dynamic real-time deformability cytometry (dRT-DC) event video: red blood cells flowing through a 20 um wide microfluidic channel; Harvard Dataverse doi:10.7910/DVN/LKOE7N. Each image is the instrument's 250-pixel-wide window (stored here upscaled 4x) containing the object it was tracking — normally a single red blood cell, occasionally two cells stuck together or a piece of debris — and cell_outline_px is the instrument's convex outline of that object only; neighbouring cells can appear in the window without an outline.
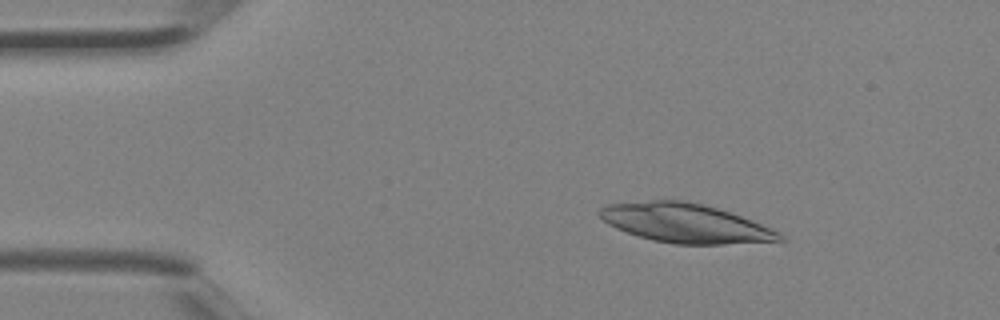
{"species": "Egyptian fruit bat (a non-hibernating species)", "species_latin": "Rousettus aegyptiacus", "temperature_condition": "room temperature", "stored_images_in_passage": 4, "camera_frame_rate_fps": 3000, "um_per_image_px": 0.085, "animal": {"sex": "female"}, "frame": {"image": 1, "passage_image": 2, "time_ms": 0.333, "image_size_px": [1000, 320], "cell_outline_px": [[788, 240], [784, 244], [676, 244], [652, 240], [616, 228], [608, 224], [596, 212], [600, 208], [608, 204], [652, 200], [680, 200], [704, 204], [752, 220], [772, 228], [784, 236]], "centroid_in_image_um": [58.4, 19.0], "position_along_channel_um": 26.6, "area_um2": 41.62}}